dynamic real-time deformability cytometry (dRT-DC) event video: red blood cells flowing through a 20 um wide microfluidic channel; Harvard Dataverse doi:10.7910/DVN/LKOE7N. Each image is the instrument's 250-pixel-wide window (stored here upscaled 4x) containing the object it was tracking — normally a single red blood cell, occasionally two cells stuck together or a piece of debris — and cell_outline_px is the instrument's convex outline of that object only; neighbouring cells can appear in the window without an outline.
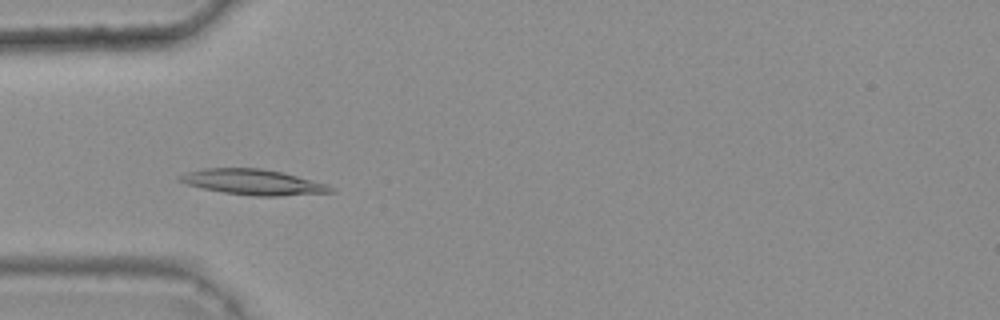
{"species": "common noctule bat (a hibernating species)", "species_latin": "Nyctalus noctula", "temperature_condition": "warm", "stored_images_in_passage": 46, "camera_frame_rate_fps": 3000, "um_per_image_px": 0.085, "animal": {"sex": "female", "body_mass_g": 25.1}, "frame": {"image": 1, "passage_image": 17, "time_ms": 5.333, "image_size_px": [1000, 320], "cell_outline_px": [[336, 192], [280, 196], [252, 196], [224, 192], [204, 188], [188, 184], [176, 180], [176, 176], [188, 172], [204, 168], [260, 168], [280, 172], [328, 184], [336, 188]], "centroid_in_image_um": [21.54, 15.48], "position_along_channel_um": 63.5, "area_um2": 22.37}}
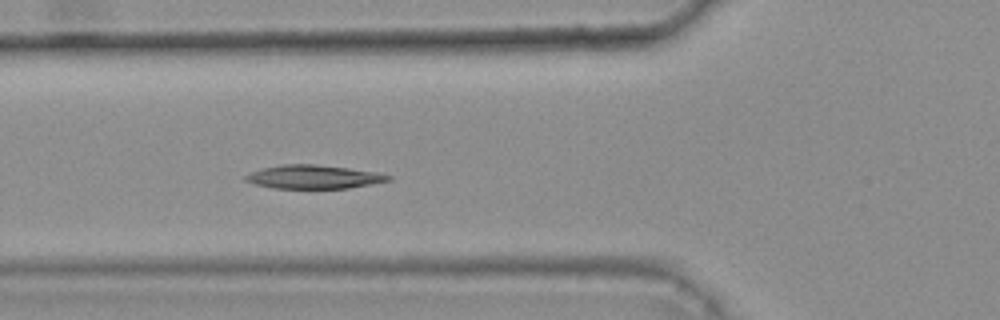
{"frame": {"image": 2, "passage_image": 20, "time_ms": 6.333, "image_size_px": [1000, 320], "cell_outline_px": [[392, 180], [348, 188], [272, 188], [256, 184], [244, 180], [244, 176], [252, 172], [264, 168], [280, 164], [316, 164], [348, 168], [376, 172], [392, 176]], "centroid_in_image_um": [26.66, 15.03], "position_along_channel_um": 99.1, "area_um2": 19.48}}
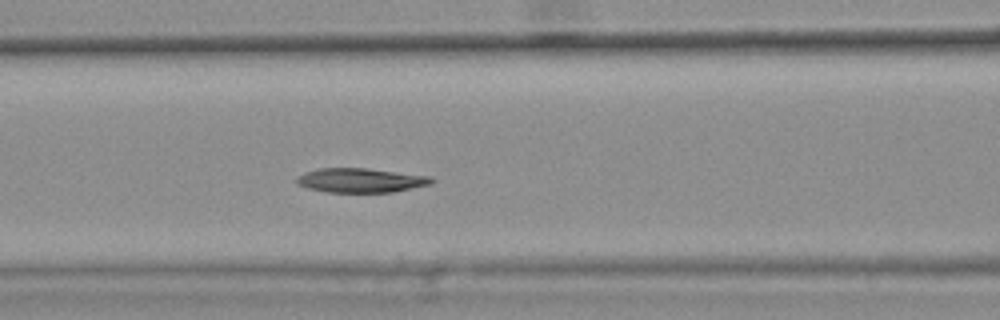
{"frame": {"image": 3, "passage_image": 23, "time_ms": 7.333, "image_size_px": [1000, 320], "cell_outline_px": [[436, 180], [432, 184], [392, 192], [324, 192], [308, 188], [296, 184], [296, 176], [304, 172], [316, 168], [368, 168], [432, 176]], "centroid_in_image_um": [30.65, 15.32], "position_along_channel_um": 135.9, "area_um2": 19.42}, "authors_computed_cell_mechanics": {"area_um2": 20.1144, "velocity_mm_per_s": 3.6783, "shape_relaxation_time_tau1_ms": 10.8002, "shape_relaxation_time_tau2_ms": null, "deformation_change_tau1": 0.2208, "deformation_change_tau2": null}}